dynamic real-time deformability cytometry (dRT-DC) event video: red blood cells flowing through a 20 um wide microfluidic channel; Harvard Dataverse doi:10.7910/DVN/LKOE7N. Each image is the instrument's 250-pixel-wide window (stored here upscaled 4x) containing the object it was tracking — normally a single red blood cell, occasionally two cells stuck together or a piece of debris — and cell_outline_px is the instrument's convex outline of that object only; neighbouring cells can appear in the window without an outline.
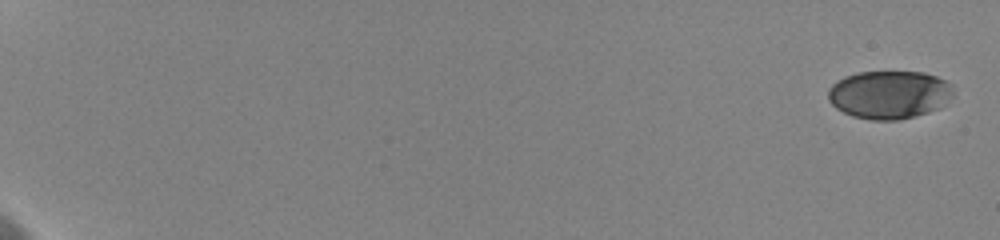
{"species": "human", "species_latin": "Homo sapiens", "temperature_condition": "cold", "stored_images_in_passage": 49, "camera_frame_rate_fps": 3000, "um_per_image_px": 0.085, "donor": {"sex": "female"}, "frame": {"image": 1, "passage_image": 1, "time_ms": 0.0, "image_size_px": [1000, 240], "cell_outline_px": [[956, 96], [940, 108], [928, 112], [896, 120], [868, 120], [852, 116], [836, 108], [828, 100], [828, 88], [836, 80], [844, 76], [856, 72], [924, 72], [948, 80], [952, 84], [956, 92]], "centroid_in_image_um": [75.63, 8.03], "position_along_channel_um": 9.4, "area_um2": 35.78}}
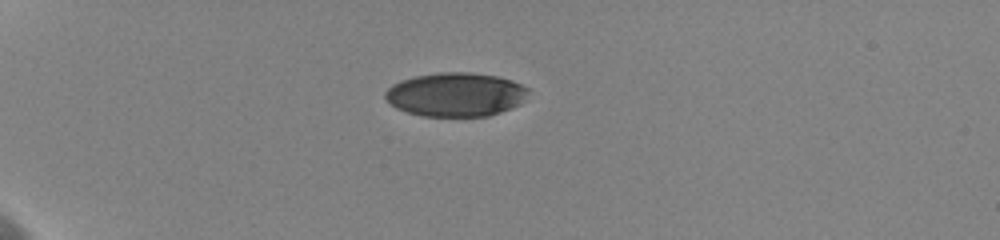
{"frame": {"image": 2, "passage_image": 15, "time_ms": 5.667, "image_size_px": [1000, 240], "cell_outline_px": [[528, 92], [524, 100], [520, 104], [512, 108], [488, 116], [420, 116], [396, 108], [384, 96], [384, 92], [392, 84], [400, 80], [416, 76], [440, 72], [468, 72], [500, 76], [512, 80], [528, 88]], "centroid_in_image_um": [38.74, 8.03], "position_along_channel_um": 46.3, "area_um2": 36.7}}
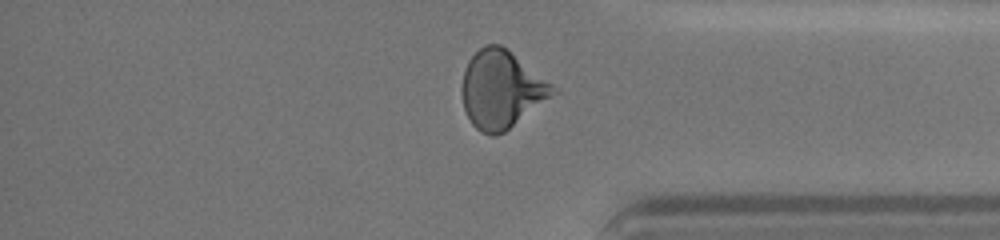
{"frame": {"image": 3, "passage_image": 42, "time_ms": 16.667, "image_size_px": [1000, 240], "cell_outline_px": [[560, 92], [504, 132], [496, 136], [492, 136], [480, 132], [472, 124], [464, 108], [460, 92], [460, 88], [464, 68], [468, 60], [484, 44], [500, 44], [508, 48], [552, 84]], "centroid_in_image_um": [42.62, 7.6], "position_along_channel_um": 392.6, "area_um2": 41.67}, "authors_computed_cell_mechanics": {"area_um2": 39.1884, "velocity_mm_per_s": 3.6362, "shape_relaxation_time_tau1_ms": 4.3627, "shape_relaxation_time_tau2_ms": 1.8459, "deformation_change_tau1": 0.1486, "deformation_change_tau2": 0.0676}}